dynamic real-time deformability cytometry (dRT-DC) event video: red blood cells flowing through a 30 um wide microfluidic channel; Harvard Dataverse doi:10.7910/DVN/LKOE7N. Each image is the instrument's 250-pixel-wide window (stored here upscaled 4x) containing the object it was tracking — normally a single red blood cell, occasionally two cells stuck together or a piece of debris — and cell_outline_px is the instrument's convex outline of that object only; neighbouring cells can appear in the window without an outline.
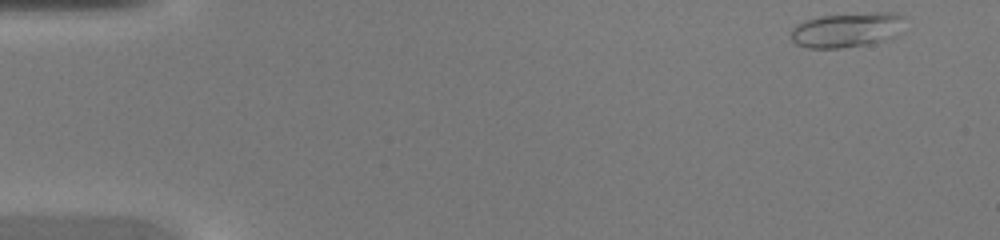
{"species": "common noctule bat (a hibernating species)", "species_latin": "Nyctalus noctula", "temperature_condition": "warm", "stored_images_in_passage": 10, "camera_frame_rate_fps": 3000, "um_per_image_px": 0.085, "animal": {"sex": "female", "body_mass_g": 20.0, "forearm_length_mm": 54.0}, "frame": {"image": 1, "passage_image": 1, "time_ms": 0.0, "image_size_px": [1000, 240], "cell_outline_px": [[900, 16], [896, 36], [884, 40], [864, 44], [840, 48], [808, 48], [796, 44], [792, 40], [792, 28], [796, 24], [804, 20], [820, 16], [876, 12], [892, 12]], "centroid_in_image_um": [71.87, 2.54], "position_along_channel_um": 13.1, "area_um2": 22.43}}